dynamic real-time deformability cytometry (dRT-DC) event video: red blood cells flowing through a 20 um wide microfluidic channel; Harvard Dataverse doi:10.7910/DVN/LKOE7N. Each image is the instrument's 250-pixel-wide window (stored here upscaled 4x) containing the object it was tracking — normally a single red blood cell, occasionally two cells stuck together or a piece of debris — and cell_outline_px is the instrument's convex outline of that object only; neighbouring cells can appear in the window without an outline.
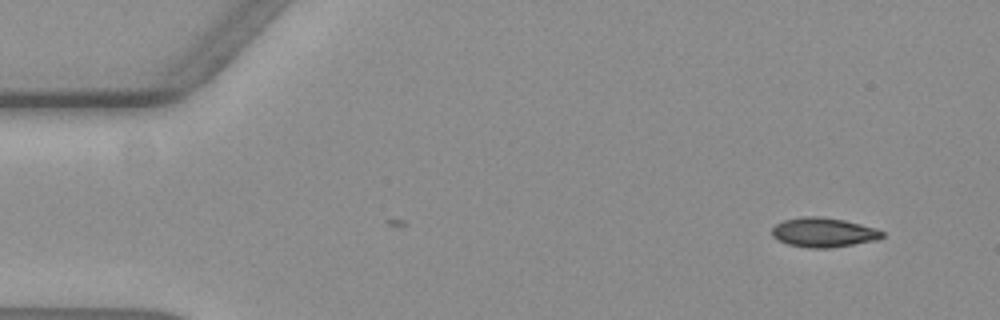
{"species": "common noctule bat (a hibernating species)", "species_latin": "Nyctalus noctula", "temperature_condition": "warm", "stored_images_in_passage": 53, "camera_frame_rate_fps": 3000, "um_per_image_px": 0.085, "animal": {"sex": "female", "body_mass_g": 19.3, "forearm_length_mm": 54.1}, "frame": {"image": 1, "passage_image": 1, "time_ms": 0.0, "image_size_px": [1000, 320], "cell_outline_px": [[884, 236], [876, 240], [832, 248], [808, 248], [788, 244], [772, 236], [772, 228], [776, 224], [784, 220], [808, 216], [816, 216], [844, 220], [876, 228], [884, 232]], "centroid_in_image_um": [70.01, 19.76], "position_along_channel_um": 15.0, "area_um2": 18.79}}
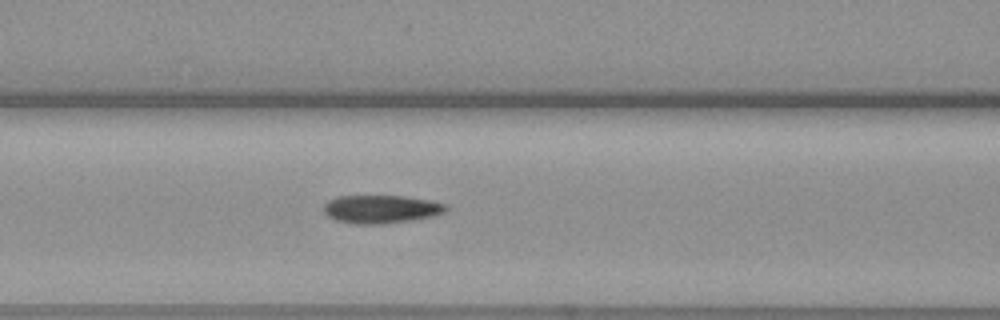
{"frame": {"image": 2, "passage_image": 20, "time_ms": 6.333, "image_size_px": [1000, 320], "cell_outline_px": [[448, 208], [444, 212], [436, 216], [412, 220], [384, 224], [356, 224], [336, 220], [328, 216], [324, 212], [324, 204], [328, 200], [336, 196], [404, 196], [432, 200], [448, 204]], "centroid_in_image_um": [32.43, 17.77], "position_along_channel_um": 134.2, "area_um2": 20.35}}
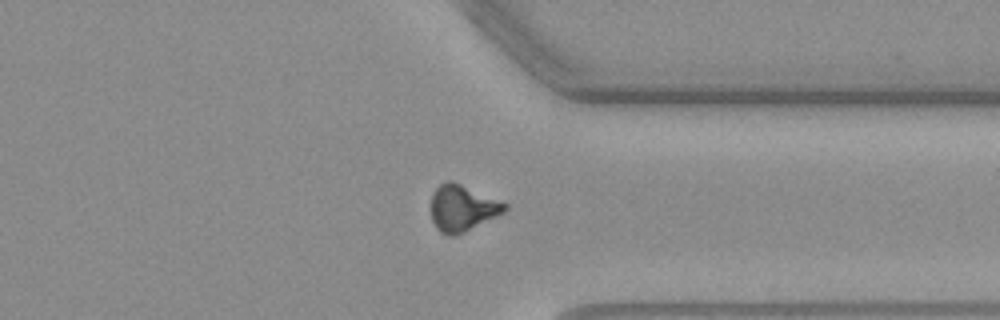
{"frame": {"image": 3, "passage_image": 40, "time_ms": 13.0, "image_size_px": [1000, 320], "cell_outline_px": [[508, 208], [504, 212], [464, 232], [452, 236], [448, 236], [440, 232], [436, 228], [432, 220], [432, 192], [444, 180], [452, 180], [508, 204]], "centroid_in_image_um": [39.28, 17.67], "position_along_channel_um": 372.1, "area_um2": 19.77}, "authors_computed_cell_mechanics": {"area_um2": 19.7098, "velocity_mm_per_s": 3.6139, "shape_relaxation_time_tau1_ms": 7.6798, "shape_relaxation_time_tau2_ms": 5.6138, "deformation_change_tau1": 0.207, "deformation_change_tau2": 0.1163}}